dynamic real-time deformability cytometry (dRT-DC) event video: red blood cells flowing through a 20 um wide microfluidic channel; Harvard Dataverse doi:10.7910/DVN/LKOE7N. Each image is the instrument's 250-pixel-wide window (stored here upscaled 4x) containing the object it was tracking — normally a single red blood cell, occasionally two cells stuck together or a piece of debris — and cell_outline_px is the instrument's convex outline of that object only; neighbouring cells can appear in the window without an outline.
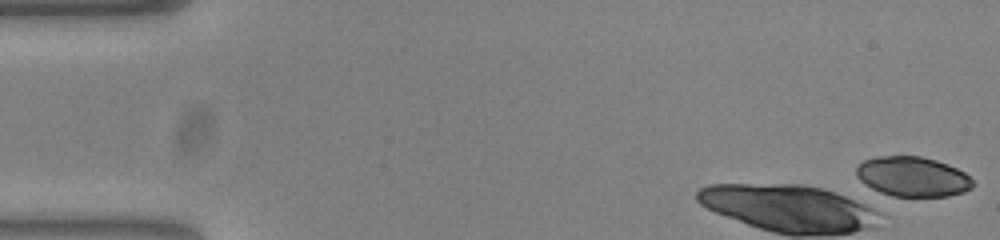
{"species": "common noctule bat (a hibernating species)", "species_latin": "Nyctalus noctula", "temperature_condition": "warm", "stored_images_in_passage": 11, "camera_frame_rate_fps": 3000, "um_per_image_px": 0.085, "animal": {"sex": "female", "body_mass_g": 23.0, "forearm_length_mm": 53.4}, "frame": {"image": 1, "passage_image": 1, "time_ms": 0.0, "image_size_px": [1000, 240], "cell_outline_px": [[976, 184], [972, 188], [964, 192], [948, 196], [892, 196], [880, 192], [864, 184], [856, 176], [856, 168], [864, 160], [876, 156], [920, 156], [936, 160], [948, 164], [964, 172]], "centroid_in_image_um": [77.58, 15.01], "position_along_channel_um": 7.4, "area_um2": 27.11}}